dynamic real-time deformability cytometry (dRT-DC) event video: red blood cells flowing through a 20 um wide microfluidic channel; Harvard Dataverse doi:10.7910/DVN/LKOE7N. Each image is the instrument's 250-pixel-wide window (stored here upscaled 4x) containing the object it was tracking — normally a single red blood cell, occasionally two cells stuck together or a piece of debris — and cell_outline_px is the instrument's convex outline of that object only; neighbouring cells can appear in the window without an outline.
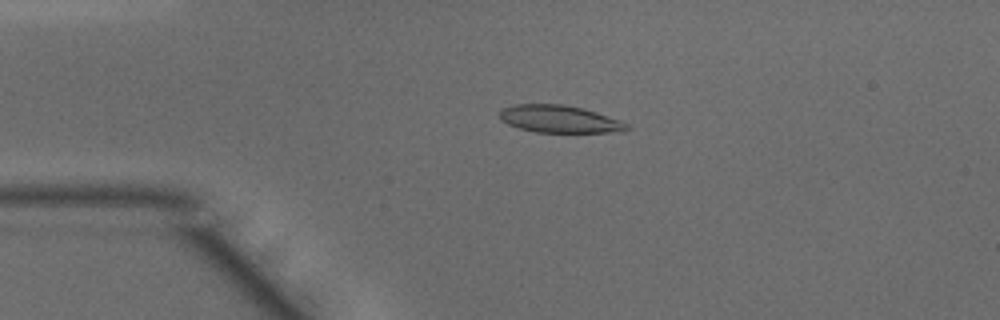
{"species": "common noctule bat (a hibernating species)", "species_latin": "Nyctalus noctula", "temperature_condition": "warm", "stored_images_in_passage": 48, "camera_frame_rate_fps": 3000, "um_per_image_px": 0.085, "animal": {"sex": "male", "body_mass_g": 15.6}, "frame": {"image": 1, "passage_image": 11, "time_ms": 3.333, "image_size_px": [1000, 320], "cell_outline_px": [[628, 128], [608, 132], [536, 132], [520, 128], [508, 124], [500, 120], [500, 108], [512, 104], [564, 104], [596, 112], [620, 120], [628, 124]], "centroid_in_image_um": [47.46, 10.1], "position_along_channel_um": 37.5, "area_um2": 20.06}}
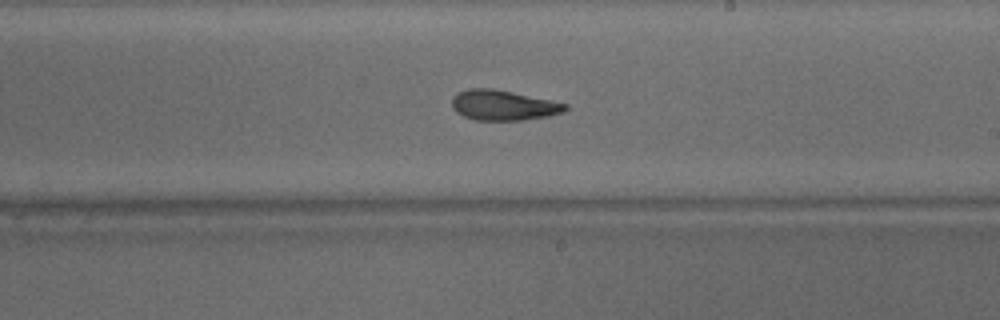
{"frame": {"image": 2, "passage_image": 28, "time_ms": 9.0, "image_size_px": [1000, 320], "cell_outline_px": [[568, 108], [560, 112], [548, 116], [524, 120], [472, 120], [456, 112], [452, 108], [452, 100], [460, 92], [468, 88], [492, 88], [512, 92], [568, 104]], "centroid_in_image_um": [42.75, 8.95], "position_along_channel_um": 246.2, "area_um2": 19.71}}
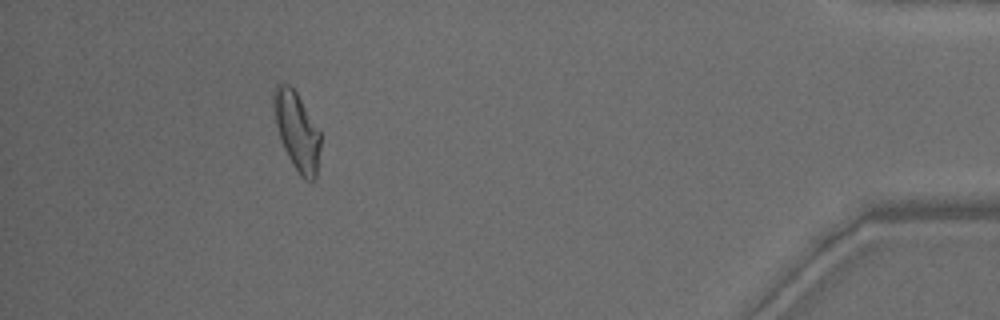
{"frame": {"image": 3, "passage_image": 44, "time_ms": 14.333, "image_size_px": [1000, 320], "cell_outline_px": [[320, 148], [316, 176], [312, 180], [304, 180], [300, 176], [292, 164], [280, 140], [272, 108], [272, 92], [276, 84], [288, 84], [296, 92], [320, 132]], "centroid_in_image_um": [25.2, 11.13], "position_along_channel_um": 410.0, "area_um2": 21.21}, "authors_computed_cell_mechanics": {"area_um2": 20.519, "velocity_mm_per_s": 4.1863, "shape_relaxation_time_tau1_ms": 7.018, "shape_relaxation_time_tau2_ms": 2.505, "deformation_change_tau1": 0.2213, "deformation_change_tau2": 0.1073}}